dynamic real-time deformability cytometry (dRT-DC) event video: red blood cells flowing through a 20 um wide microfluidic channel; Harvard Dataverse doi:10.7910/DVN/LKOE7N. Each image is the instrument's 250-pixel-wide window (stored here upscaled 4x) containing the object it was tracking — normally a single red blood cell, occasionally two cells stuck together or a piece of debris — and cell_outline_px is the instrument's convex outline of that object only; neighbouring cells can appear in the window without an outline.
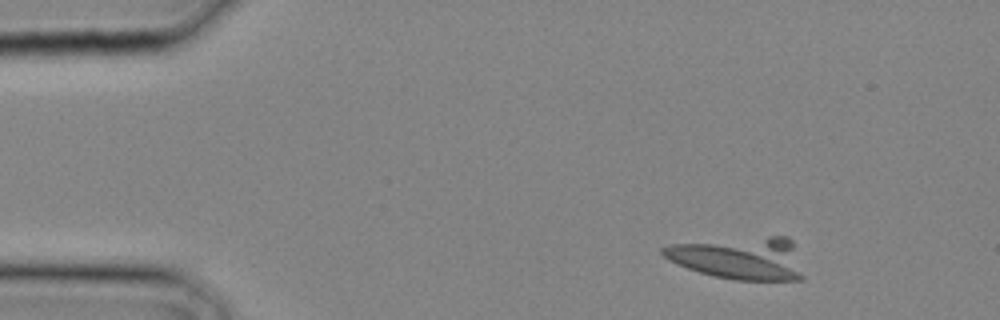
{"species": "common noctule bat (a hibernating species)", "species_latin": "Nyctalus noctula", "temperature_condition": "cold", "stored_images_in_passage": 3, "camera_frame_rate_fps": 3000, "um_per_image_px": 0.085, "animal": {"sex": "male", "body_mass_g": 20.4}, "frame": {"image": 1, "passage_image": 1, "time_ms": 0.0, "image_size_px": [1000, 320], "cell_outline_px": [[804, 280], [736, 280], [712, 276], [688, 268], [664, 256], [660, 252], [660, 248], [672, 244], [768, 236], [788, 236], [792, 240], [804, 276]], "centroid_in_image_um": [62.92, 21.95], "position_along_channel_um": 22.1, "area_um2": 34.56}}